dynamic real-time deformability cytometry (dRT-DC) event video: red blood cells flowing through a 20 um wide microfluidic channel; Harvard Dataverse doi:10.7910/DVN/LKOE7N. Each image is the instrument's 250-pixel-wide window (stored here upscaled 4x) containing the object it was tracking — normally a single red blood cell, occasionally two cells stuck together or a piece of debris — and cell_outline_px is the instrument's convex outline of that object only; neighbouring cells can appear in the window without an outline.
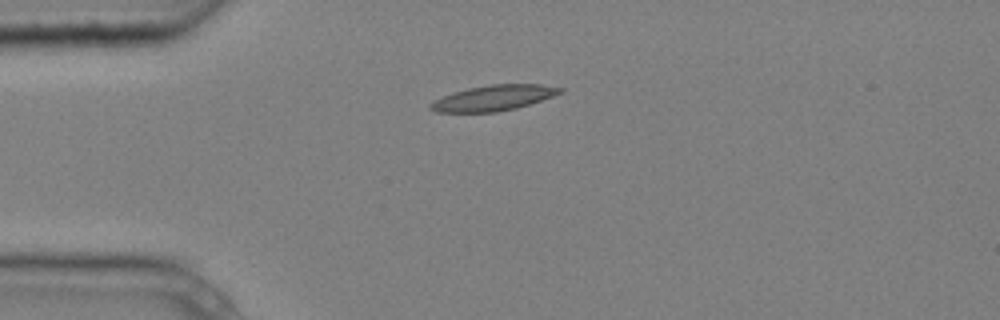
{"species": "common noctule bat (a hibernating species)", "species_latin": "Nyctalus noctula", "temperature_condition": "cold", "stored_images_in_passage": 2, "camera_frame_rate_fps": 3000, "um_per_image_px": 0.085, "animal": {"sex": "male", "body_mass_g": 20.4}, "frame": {"image": 1, "passage_image": 1, "time_ms": 0.0, "image_size_px": [1000, 320], "cell_outline_px": [[564, 92], [516, 108], [496, 112], [436, 112], [428, 108], [428, 104], [452, 92], [468, 88], [488, 84], [540, 84], [564, 88]], "centroid_in_image_um": [41.94, 8.32], "position_along_channel_um": 43.1, "area_um2": 19.19}}